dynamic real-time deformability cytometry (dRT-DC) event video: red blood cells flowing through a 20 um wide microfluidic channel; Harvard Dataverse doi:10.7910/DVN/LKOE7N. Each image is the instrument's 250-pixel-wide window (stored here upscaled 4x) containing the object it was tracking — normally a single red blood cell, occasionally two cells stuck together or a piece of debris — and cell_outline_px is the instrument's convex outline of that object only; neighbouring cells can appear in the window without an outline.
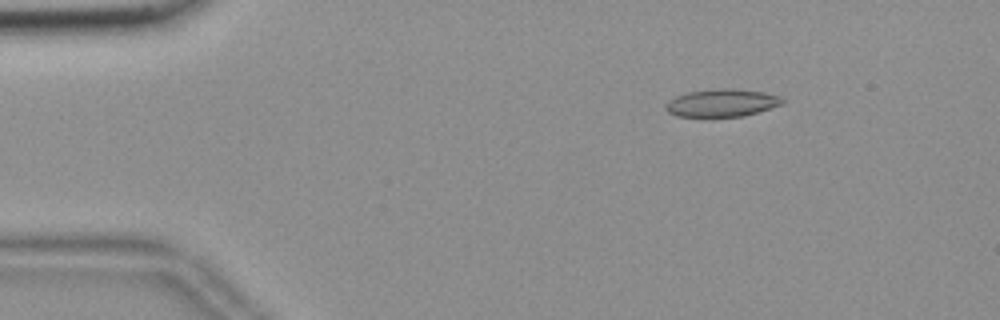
{"species": "common noctule bat (a hibernating species)", "species_latin": "Nyctalus noctula", "temperature_condition": "room temperature", "stored_images_in_passage": 55, "camera_frame_rate_fps": 3000, "um_per_image_px": 0.085, "animal": {"sex": "female", "body_mass_g": 18.4}, "frame": {"image": 1, "passage_image": 8, "time_ms": 2.333, "image_size_px": [1000, 320], "cell_outline_px": [[784, 104], [744, 116], [704, 120], [676, 116], [668, 112], [664, 108], [668, 100], [676, 96], [688, 92], [720, 88], [732, 88], [764, 92], [780, 96], [784, 100]], "centroid_in_image_um": [61.31, 8.8], "position_along_channel_um": 23.7, "area_um2": 19.77}}
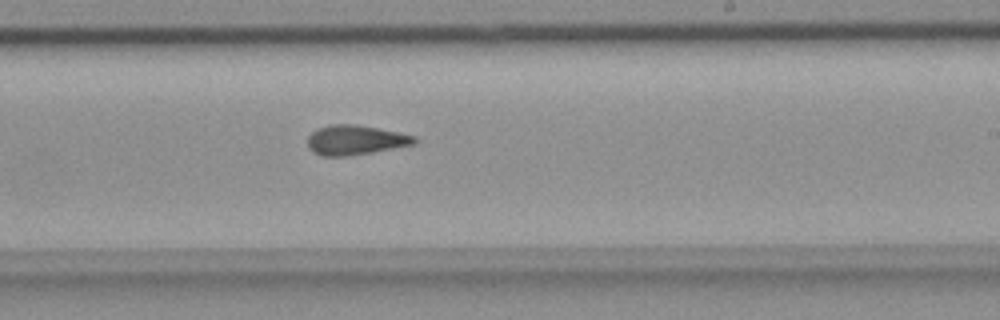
{"frame": {"image": 2, "passage_image": 33, "time_ms": 10.667, "image_size_px": [1000, 320], "cell_outline_px": [[420, 140], [416, 144], [372, 152], [344, 156], [320, 156], [312, 152], [308, 148], [308, 136], [316, 128], [332, 124], [356, 124], [400, 132], [416, 136]], "centroid_in_image_um": [30.22, 11.89], "position_along_channel_um": 258.8, "area_um2": 18.73}}
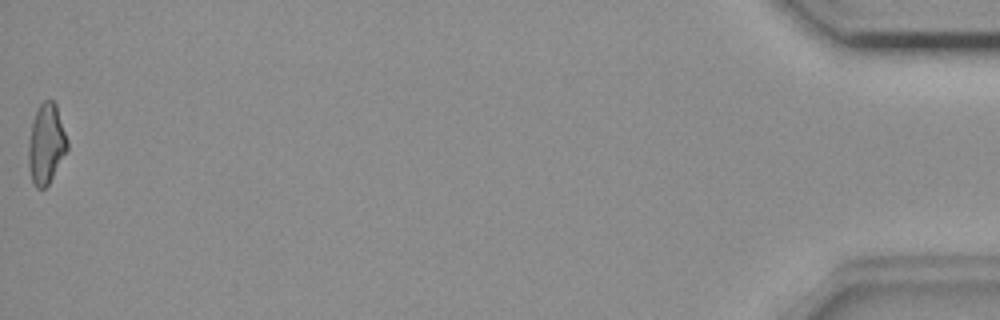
{"frame": {"image": 3, "passage_image": 55, "time_ms": 18.0, "image_size_px": [1000, 320], "cell_outline_px": [[68, 148], [48, 184], [44, 188], [36, 188], [32, 180], [28, 168], [28, 140], [32, 120], [40, 104], [44, 100], [52, 100], [56, 104], [68, 140]], "centroid_in_image_um": [3.91, 12.21], "position_along_channel_um": 431.3, "area_um2": 18.09}, "authors_computed_cell_mechanics": {"area_um2": 18.5538, "velocity_mm_per_s": 3.6962, "shape_relaxation_time_tau1_ms": null, "shape_relaxation_time_tau2_ms": 4.7269, "deformation_change_tau1": null, "deformation_change_tau2": 0.1431}}